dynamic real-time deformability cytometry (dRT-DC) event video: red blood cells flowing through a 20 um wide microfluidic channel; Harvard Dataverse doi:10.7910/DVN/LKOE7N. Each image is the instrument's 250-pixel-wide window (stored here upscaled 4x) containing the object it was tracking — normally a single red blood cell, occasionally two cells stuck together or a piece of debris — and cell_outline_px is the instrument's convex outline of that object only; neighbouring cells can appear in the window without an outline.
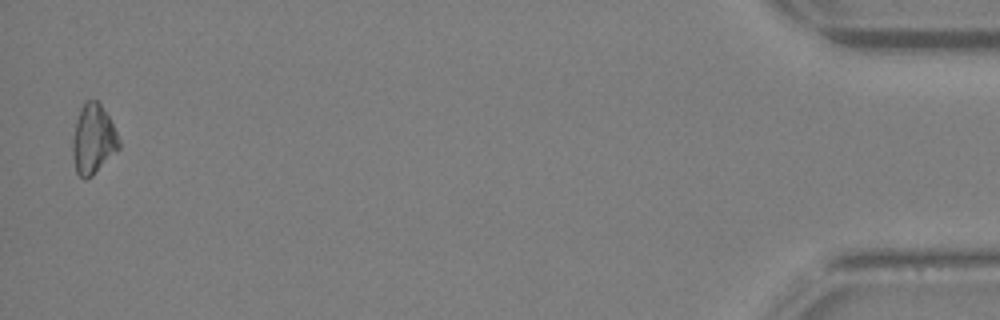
{"species": "Egyptian fruit bat (a non-hibernating species)", "species_latin": "Rousettus aegyptiacus", "temperature_condition": "warm", "stored_images_in_passage": 31, "camera_frame_rate_fps": 3000, "um_per_image_px": 0.085, "animal": {"sex": "female"}, "frame": {"image": 1, "passage_image": 31, "time_ms": 10.0, "image_size_px": [1000, 320], "cell_outline_px": [[120, 148], [92, 176], [84, 180], [76, 172], [72, 156], [72, 136], [76, 120], [80, 108], [84, 100], [96, 100], [100, 104], [108, 116], [120, 140]], "centroid_in_image_um": [7.9, 11.84], "position_along_channel_um": 427.3, "area_um2": 18.9}}